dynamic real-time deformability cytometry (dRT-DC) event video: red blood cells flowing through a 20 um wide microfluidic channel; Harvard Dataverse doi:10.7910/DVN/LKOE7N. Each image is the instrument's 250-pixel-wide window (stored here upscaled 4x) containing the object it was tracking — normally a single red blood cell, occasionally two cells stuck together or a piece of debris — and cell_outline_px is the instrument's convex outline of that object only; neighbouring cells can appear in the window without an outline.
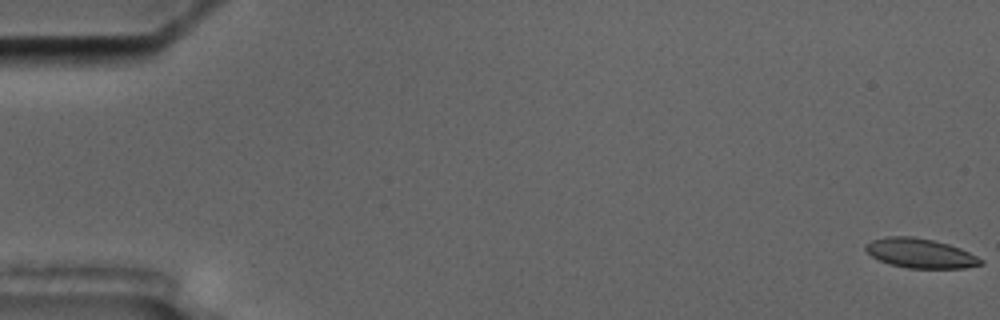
{"species": "common noctule bat (a hibernating species)", "species_latin": "Nyctalus noctula", "temperature_condition": "cold", "stored_images_in_passage": 9, "camera_frame_rate_fps": 3000, "um_per_image_px": 0.085, "animal": {"sex": "male", "body_mass_g": 17.5, "forearm_length_mm": 52.3}, "frame": {"image": 1, "passage_image": 1, "time_ms": 0.0, "image_size_px": [1000, 320], "cell_outline_px": [[984, 264], [964, 268], [908, 268], [888, 264], [872, 256], [864, 248], [864, 244], [872, 240], [888, 236], [912, 236], [932, 240], [948, 244], [960, 248], [984, 260]], "centroid_in_image_um": [78.22, 21.53], "position_along_channel_um": 6.8, "area_um2": 19.77}}
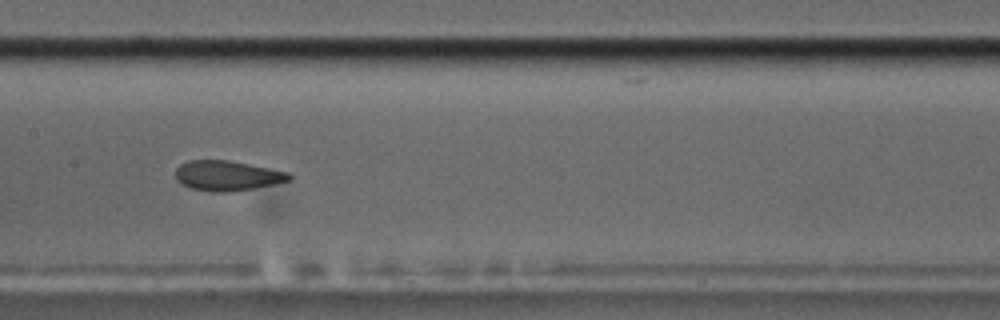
{"frame": {"image": 2, "passage_image": 8, "time_ms": 9.667, "image_size_px": [1000, 320], "cell_outline_px": [[292, 180], [252, 188], [228, 192], [212, 192], [192, 188], [180, 184], [176, 180], [176, 168], [180, 164], [188, 160], [228, 160], [288, 172], [292, 176]], "centroid_in_image_um": [19.28, 14.93], "position_along_channel_um": 188.1, "area_um2": 19.77}}
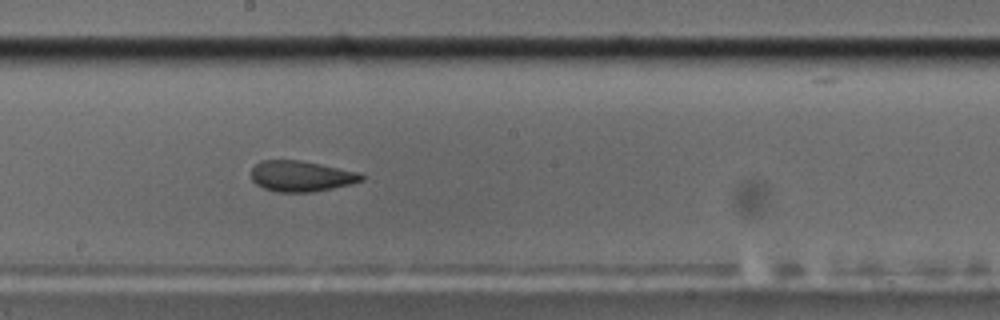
{"frame": {"image": 3, "passage_image": 9, "time_ms": 10.667, "image_size_px": [1000, 320], "cell_outline_px": [[364, 180], [352, 184], [312, 192], [276, 192], [264, 188], [256, 184], [252, 180], [252, 168], [260, 160], [300, 160], [360, 172], [364, 176]], "centroid_in_image_um": [25.61, 14.97], "position_along_channel_um": 222.6, "area_um2": 19.83}}